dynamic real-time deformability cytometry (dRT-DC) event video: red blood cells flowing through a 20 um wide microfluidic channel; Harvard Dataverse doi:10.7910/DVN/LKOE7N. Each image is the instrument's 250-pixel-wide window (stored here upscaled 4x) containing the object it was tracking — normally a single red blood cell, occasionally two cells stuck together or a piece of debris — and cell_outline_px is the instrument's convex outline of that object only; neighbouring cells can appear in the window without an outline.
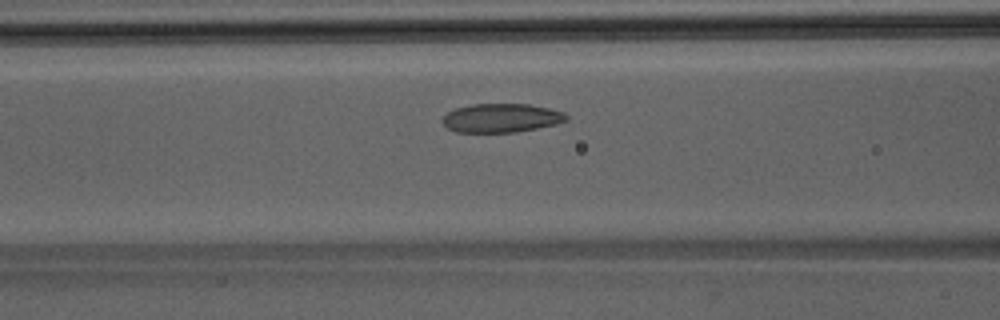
{"species": "Egyptian fruit bat (a non-hibernating species)", "species_latin": "Rousettus aegyptiacus", "temperature_condition": "room temperature", "stored_images_in_passage": 37, "camera_frame_rate_fps": 3000, "um_per_image_px": 0.085, "animal": {"sex": "male"}, "frame": {"image": 1, "passage_image": 8, "time_ms": 2.333, "image_size_px": [1000, 320], "cell_outline_px": [[568, 120], [556, 124], [516, 132], [456, 132], [448, 128], [440, 120], [448, 112], [456, 108], [472, 104], [528, 104], [548, 108], [564, 112], [568, 116]], "centroid_in_image_um": [42.61, 10.03], "position_along_channel_um": 124.0, "area_um2": 20.75}}
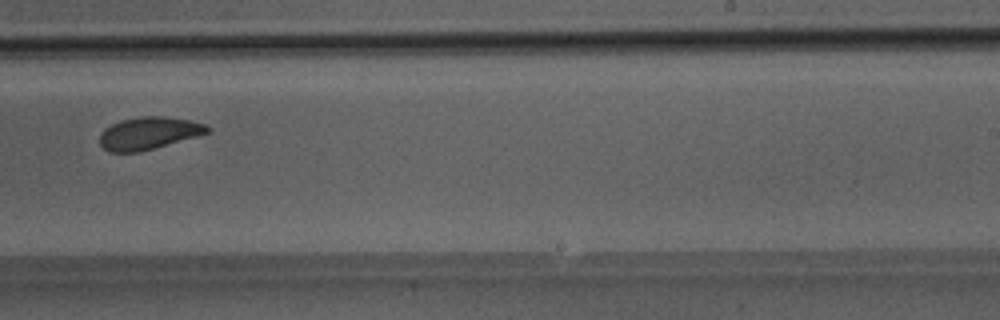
{"frame": {"image": 2, "passage_image": 19, "time_ms": 6.0, "image_size_px": [1000, 320], "cell_outline_px": [[212, 132], [152, 148], [136, 152], [108, 152], [100, 144], [100, 132], [104, 128], [120, 120], [140, 116], [164, 116], [188, 120], [204, 124], [212, 128]], "centroid_in_image_um": [12.63, 11.31], "position_along_channel_um": 276.4, "area_um2": 20.23}}
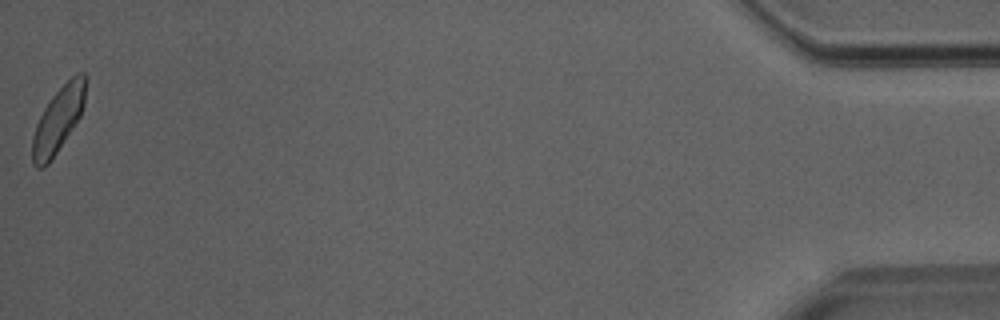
{"frame": {"image": 3, "passage_image": 37, "time_ms": 12.0, "image_size_px": [1000, 320], "cell_outline_px": [[88, 76], [84, 104], [80, 116], [48, 164], [44, 168], [36, 168], [32, 164], [32, 136], [36, 124], [44, 108], [52, 96], [76, 72], [84, 72]], "centroid_in_image_um": [4.96, 10.14], "position_along_channel_um": 430.2, "area_um2": 20.23}}